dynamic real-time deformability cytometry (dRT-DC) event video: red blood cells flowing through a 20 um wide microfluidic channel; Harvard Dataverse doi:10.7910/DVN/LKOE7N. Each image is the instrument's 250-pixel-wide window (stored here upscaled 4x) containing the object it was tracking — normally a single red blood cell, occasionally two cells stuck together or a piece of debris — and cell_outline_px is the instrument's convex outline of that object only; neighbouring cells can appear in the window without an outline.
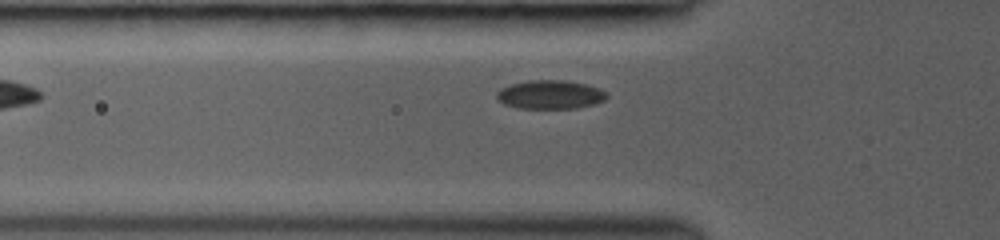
{"species": "common noctule bat (a hibernating species)", "species_latin": "Nyctalus noctula", "temperature_condition": "room temperature", "stored_images_in_passage": 3, "camera_frame_rate_fps": 3000, "um_per_image_px": 0.085, "animal": {"sex": "female", "body_mass_g": 19.0, "forearm_length_mm": 53.3}, "frame": {"image": 1, "passage_image": 3, "time_ms": 2.333, "image_size_px": [1000, 240], "cell_outline_px": [[608, 96], [604, 100], [592, 104], [576, 108], [516, 108], [504, 104], [496, 96], [496, 92], [500, 88], [512, 84], [528, 80], [564, 80], [588, 84], [604, 92]], "centroid_in_image_um": [46.73, 8.03], "position_along_channel_um": 79.1, "area_um2": 18.26}}